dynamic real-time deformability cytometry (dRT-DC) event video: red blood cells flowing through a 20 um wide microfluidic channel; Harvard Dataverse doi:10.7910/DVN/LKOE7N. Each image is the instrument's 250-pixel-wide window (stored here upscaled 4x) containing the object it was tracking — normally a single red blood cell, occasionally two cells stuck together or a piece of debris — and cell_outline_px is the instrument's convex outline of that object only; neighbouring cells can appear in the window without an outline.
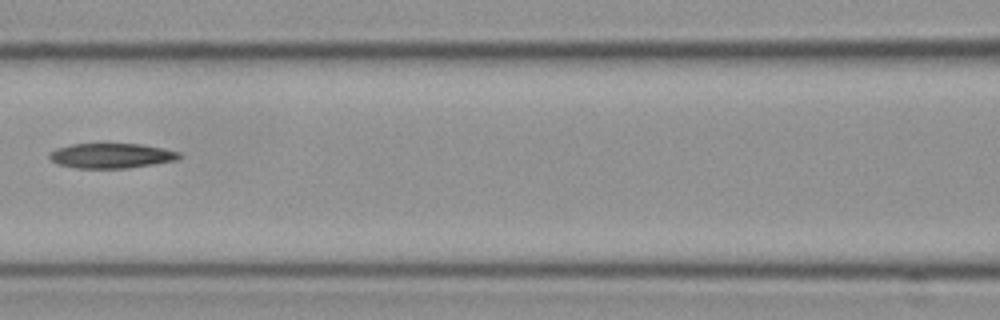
{"species": "Egyptian fruit bat (a non-hibernating species)", "species_latin": "Rousettus aegyptiacus", "temperature_condition": "cold", "stored_images_in_passage": 5, "camera_frame_rate_fps": 3000, "um_per_image_px": 0.085, "frame": {"image": 1, "passage_image": 5, "time_ms": 1.333, "image_size_px": [1000, 320], "cell_outline_px": [[180, 156], [176, 160], [128, 168], [76, 168], [56, 164], [48, 156], [56, 148], [72, 144], [100, 140], [104, 140], [144, 144], [164, 148], [180, 152]], "centroid_in_image_um": [9.44, 13.17], "position_along_channel_um": 157.2, "area_um2": 19.88}}